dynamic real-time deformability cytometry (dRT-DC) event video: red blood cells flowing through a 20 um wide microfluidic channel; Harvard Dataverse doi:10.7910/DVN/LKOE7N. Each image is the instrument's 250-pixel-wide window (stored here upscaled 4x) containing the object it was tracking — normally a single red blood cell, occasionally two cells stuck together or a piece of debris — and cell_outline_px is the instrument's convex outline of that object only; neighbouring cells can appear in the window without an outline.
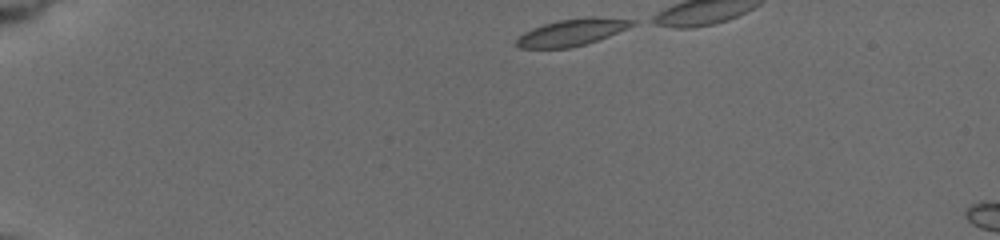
{"species": "common noctule bat (a hibernating species)", "species_latin": "Nyctalus noctula", "temperature_condition": "cold", "stored_images_in_passage": 4, "camera_frame_rate_fps": 3000, "um_per_image_px": 0.085, "animal": {"sex": "female", "body_mass_g": 19.5, "forearm_length_mm": 54.1}, "frame": {"image": 1, "passage_image": 1, "time_ms": 0.0, "image_size_px": [1000, 240], "cell_outline_px": [[636, 24], [628, 28], [608, 36], [572, 48], [520, 48], [516, 44], [516, 40], [524, 32], [532, 28], [556, 20], [584, 16], [596, 16], [636, 20]], "centroid_in_image_um": [48.63, 2.72], "position_along_channel_um": 36.4, "area_um2": 18.21}}